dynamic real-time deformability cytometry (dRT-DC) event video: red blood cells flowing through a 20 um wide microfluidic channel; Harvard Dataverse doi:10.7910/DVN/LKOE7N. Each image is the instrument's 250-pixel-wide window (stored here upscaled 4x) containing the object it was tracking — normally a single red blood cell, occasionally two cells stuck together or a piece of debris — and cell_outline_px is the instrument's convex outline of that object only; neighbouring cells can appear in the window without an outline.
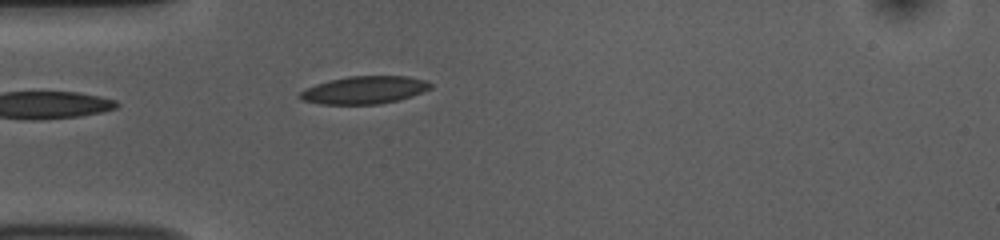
{"species": "common noctule bat (a hibernating species)", "species_latin": "Nyctalus noctula", "temperature_condition": "room temperature", "stored_images_in_passage": 15, "camera_frame_rate_fps": 3000, "um_per_image_px": 0.085, "animal": {"sex": "female", "body_mass_g": 10.0, "forearm_length_mm": 53.1}, "frame": {"image": 1, "passage_image": 1, "time_ms": 0.0, "image_size_px": [1000, 240], "cell_outline_px": [[432, 88], [412, 96], [380, 104], [320, 104], [304, 100], [300, 96], [300, 92], [316, 84], [348, 76], [408, 76], [428, 80], [432, 84]], "centroid_in_image_um": [31.04, 7.64], "position_along_channel_um": 54.0, "area_um2": 20.87}}
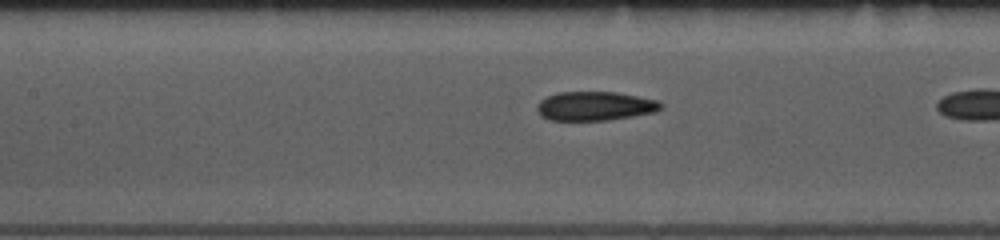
{"frame": {"image": 2, "passage_image": 7, "time_ms": 2.0, "image_size_px": [1000, 240], "cell_outline_px": [[664, 108], [656, 112], [608, 120], [548, 120], [540, 116], [536, 108], [536, 104], [540, 100], [556, 92], [616, 92], [656, 100], [664, 104]], "centroid_in_image_um": [50.56, 9.02], "position_along_channel_um": 156.8, "area_um2": 21.1}}